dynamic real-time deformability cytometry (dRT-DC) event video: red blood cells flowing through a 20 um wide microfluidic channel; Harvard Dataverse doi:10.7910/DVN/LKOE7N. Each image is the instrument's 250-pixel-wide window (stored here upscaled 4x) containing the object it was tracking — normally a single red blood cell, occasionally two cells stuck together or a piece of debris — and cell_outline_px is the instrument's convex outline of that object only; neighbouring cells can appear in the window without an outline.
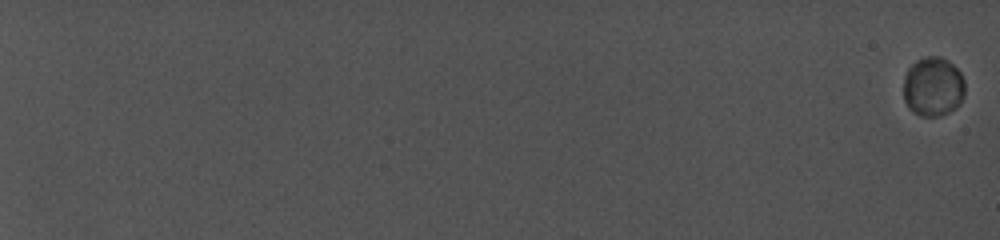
{"species": "common noctule bat (a hibernating species)", "species_latin": "Nyctalus noctula", "temperature_condition": "cold", "stored_images_in_passage": 56, "camera_frame_rate_fps": 5000, "um_per_image_px": 0.085, "animal": {"sex": "female", "body_mass_g": 19.0, "forearm_length_mm": 56.7}, "frame": {"image": 1, "passage_image": 1, "time_ms": 0.0, "image_size_px": [1000, 240], "cell_outline_px": [[964, 96], [960, 104], [948, 112], [940, 116], [920, 116], [912, 112], [908, 108], [904, 100], [904, 76], [908, 68], [916, 60], [924, 56], [940, 56], [948, 60], [960, 72], [964, 80]], "centroid_in_image_um": [79.3, 7.36], "position_along_channel_um": 5.7, "area_um2": 21.5}}
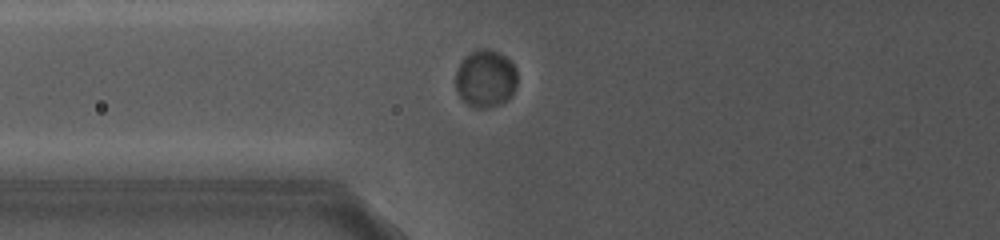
{"frame": {"image": 2, "passage_image": 29, "time_ms": 10.6, "image_size_px": [1000, 240], "cell_outline_px": [[516, 84], [512, 92], [500, 104], [480, 108], [476, 108], [468, 104], [460, 96], [456, 88], [456, 72], [460, 64], [472, 52], [480, 48], [484, 48], [500, 52], [512, 64], [516, 72]], "centroid_in_image_um": [41.26, 6.67], "position_along_channel_um": 84.5, "area_um2": 20.0}}
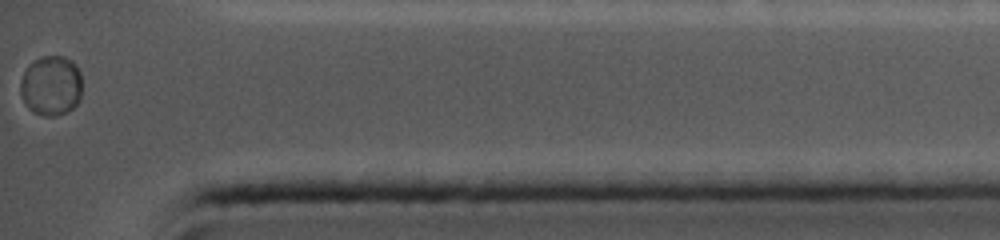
{"frame": {"image": 3, "passage_image": 56, "time_ms": 19.8, "image_size_px": [1000, 240], "cell_outline_px": [[80, 100], [68, 112], [56, 116], [44, 116], [32, 112], [28, 108], [20, 92], [20, 84], [24, 72], [28, 64], [44, 56], [64, 56], [72, 60], [76, 64], [80, 72]], "centroid_in_image_um": [4.34, 7.28], "position_along_channel_um": 430.9, "area_um2": 21.62}}